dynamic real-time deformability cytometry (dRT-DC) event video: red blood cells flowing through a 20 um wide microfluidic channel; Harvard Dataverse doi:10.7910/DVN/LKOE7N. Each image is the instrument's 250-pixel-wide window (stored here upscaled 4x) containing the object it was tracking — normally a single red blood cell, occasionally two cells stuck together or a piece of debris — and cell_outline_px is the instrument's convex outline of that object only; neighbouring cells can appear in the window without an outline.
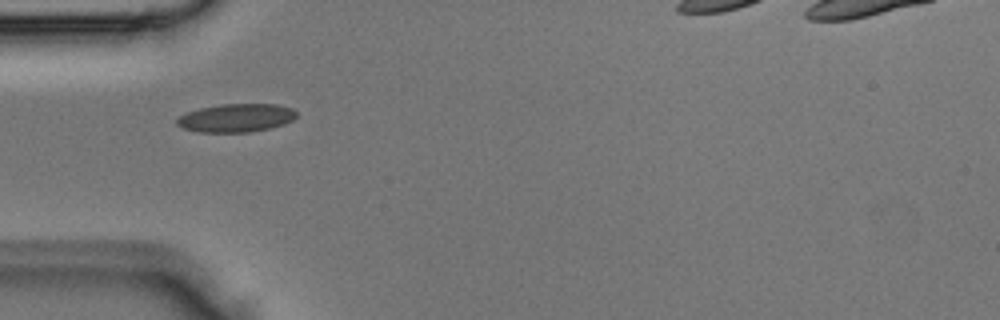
{"species": "Egyptian fruit bat (a non-hibernating species)", "species_latin": "Rousettus aegyptiacus", "temperature_condition": "room temperature", "stored_images_in_passage": 1, "camera_frame_rate_fps": 3000, "um_per_image_px": 0.085, "animal": {"sex": "male"}, "frame": {"image": 1, "passage_image": 1, "time_ms": 0.0, "image_size_px": [1000, 320], "cell_outline_px": [[296, 116], [292, 120], [284, 124], [272, 128], [248, 132], [200, 132], [184, 128], [176, 124], [176, 120], [180, 116], [188, 112], [200, 108], [220, 104], [276, 104], [292, 108], [296, 112]], "centroid_in_image_um": [20.09, 10.02], "position_along_channel_um": 64.9, "area_um2": 19.65}}